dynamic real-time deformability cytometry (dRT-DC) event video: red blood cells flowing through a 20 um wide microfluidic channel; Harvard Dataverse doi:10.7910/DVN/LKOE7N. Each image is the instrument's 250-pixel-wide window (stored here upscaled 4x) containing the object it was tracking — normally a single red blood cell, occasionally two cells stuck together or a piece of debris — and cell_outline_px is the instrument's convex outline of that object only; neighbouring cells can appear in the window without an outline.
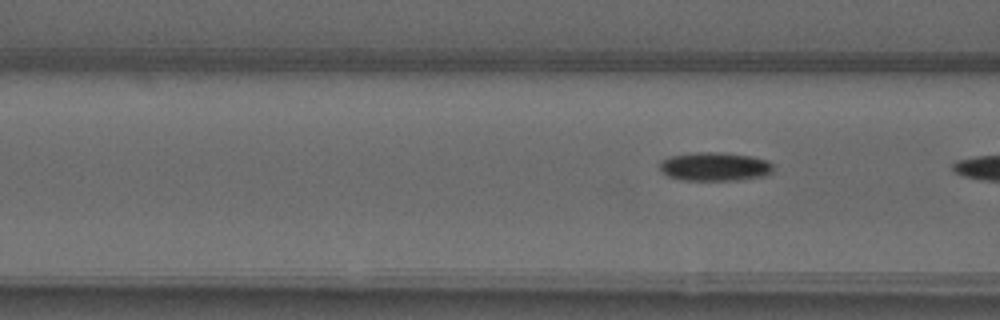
{"species": "common noctule bat (a hibernating species)", "species_latin": "Nyctalus noctula", "temperature_condition": "warm", "stored_images_in_passage": 6, "camera_frame_rate_fps": 3000, "um_per_image_px": 0.085, "animal": {"sex": "male", "forearm_length_mm": 52.5}, "frame": {"image": 1, "passage_image": 5, "time_ms": 1.333, "image_size_px": [1000, 320], "cell_outline_px": [[772, 172], [764, 176], [740, 180], [684, 180], [668, 176], [660, 168], [660, 164], [664, 160], [672, 156], [692, 152], [720, 152], [752, 156], [768, 160], [772, 164]], "centroid_in_image_um": [60.8, 14.16], "position_along_channel_um": 105.8, "area_um2": 18.9}}